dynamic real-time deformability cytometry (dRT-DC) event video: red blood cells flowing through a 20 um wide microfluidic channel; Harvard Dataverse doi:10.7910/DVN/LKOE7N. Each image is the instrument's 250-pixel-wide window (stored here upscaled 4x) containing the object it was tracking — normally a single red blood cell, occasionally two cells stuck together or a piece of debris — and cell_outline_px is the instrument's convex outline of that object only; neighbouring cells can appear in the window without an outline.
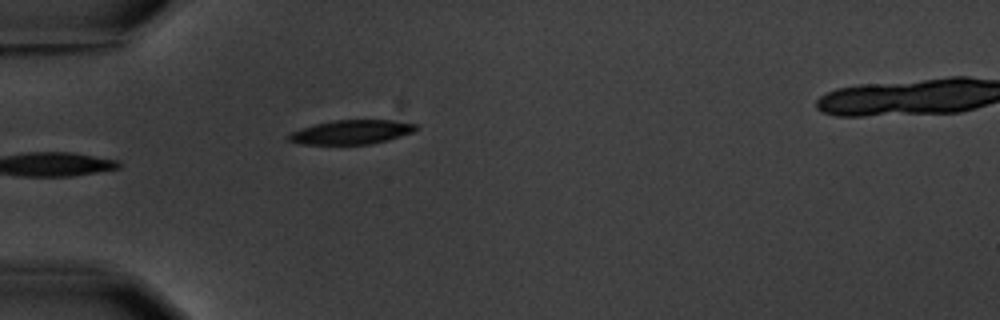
{"species": "common noctule bat (a hibernating species)", "species_latin": "Nyctalus noctula", "temperature_condition": "warm", "stored_images_in_passage": 5, "camera_frame_rate_fps": 3000, "um_per_image_px": 0.085, "animal": {"sex": "male", "body_mass_g": 20.1, "forearm_length_mm": 53.5}, "frame": {"image": 1, "passage_image": 4, "time_ms": 3.667, "image_size_px": [1000, 320], "cell_outline_px": [[420, 128], [412, 132], [388, 140], [368, 144], [300, 144], [288, 140], [288, 136], [292, 132], [300, 128], [332, 120], [392, 120], [416, 124]], "centroid_in_image_um": [29.88, 11.22], "position_along_channel_um": 55.1, "area_um2": 17.8}}